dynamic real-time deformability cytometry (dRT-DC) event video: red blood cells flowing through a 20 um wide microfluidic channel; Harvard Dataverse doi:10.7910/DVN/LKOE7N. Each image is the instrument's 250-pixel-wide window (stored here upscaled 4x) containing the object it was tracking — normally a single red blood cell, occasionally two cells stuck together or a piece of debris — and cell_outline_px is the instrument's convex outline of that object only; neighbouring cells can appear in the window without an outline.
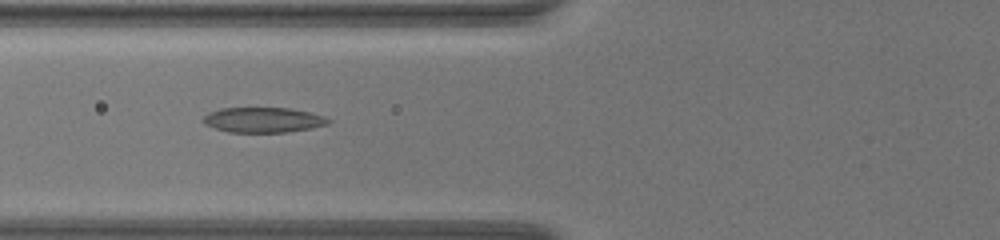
{"species": "common noctule bat (a hibernating species)", "species_latin": "Nyctalus noctula", "temperature_condition": "warm", "stored_images_in_passage": 47, "camera_frame_rate_fps": 3000, "um_per_image_px": 0.085, "animal": {"sex": "female", "body_mass_g": 19.5, "forearm_length_mm": 54.1}, "frame": {"image": 1, "passage_image": 7, "time_ms": 2.0, "image_size_px": [1000, 240], "cell_outline_px": [[332, 120], [328, 124], [312, 128], [288, 132], [228, 132], [204, 124], [200, 120], [208, 112], [220, 108], [288, 108], [308, 112], [324, 116]], "centroid_in_image_um": [22.35, 10.19], "position_along_channel_um": 103.5, "area_um2": 18.38}}
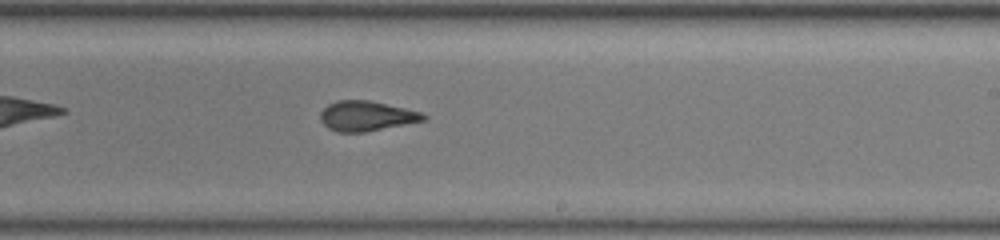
{"frame": {"image": 2, "passage_image": 22, "time_ms": 7.0, "image_size_px": [1000, 240], "cell_outline_px": [[428, 116], [424, 120], [364, 132], [336, 132], [328, 128], [320, 120], [320, 112], [328, 104], [336, 100], [368, 100], [404, 108], [420, 112]], "centroid_in_image_um": [31.09, 9.85], "position_along_channel_um": 257.9, "area_um2": 17.8}}
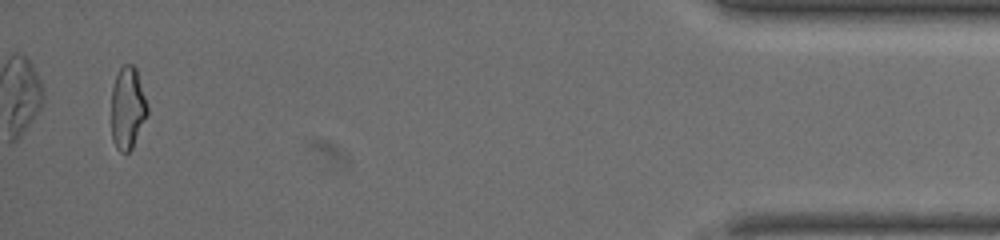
{"frame": {"image": 3, "passage_image": 45, "time_ms": 14.667, "image_size_px": [1000, 240], "cell_outline_px": [[148, 112], [132, 148], [128, 152], [120, 152], [116, 148], [112, 140], [112, 88], [116, 76], [120, 68], [124, 64], [132, 64], [136, 68], [148, 104]], "centroid_in_image_um": [10.85, 9.17], "position_along_channel_um": 424.4, "area_um2": 17.22}}